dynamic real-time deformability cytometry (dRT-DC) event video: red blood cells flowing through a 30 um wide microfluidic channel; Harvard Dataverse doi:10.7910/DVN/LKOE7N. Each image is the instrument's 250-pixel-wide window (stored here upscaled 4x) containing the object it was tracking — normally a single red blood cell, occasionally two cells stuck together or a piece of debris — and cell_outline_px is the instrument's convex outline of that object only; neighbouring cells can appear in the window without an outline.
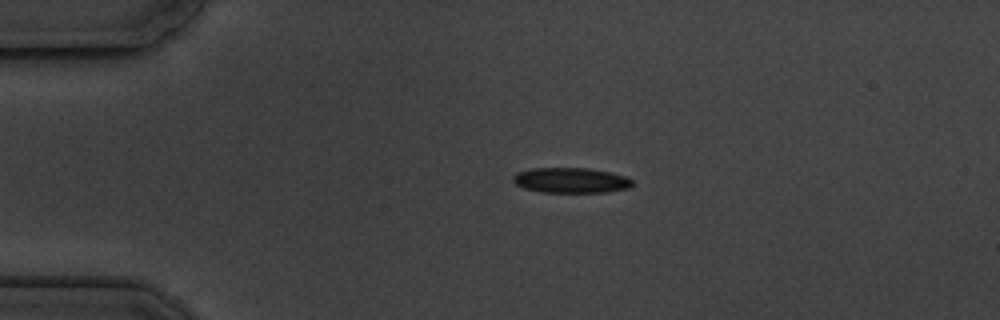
{"species": "common noctule bat (a hibernating species)", "species_latin": "Nyctalus noctula", "temperature_condition": "cold", "stored_images_in_passage": 3, "segment_of_instrument_passage": [1, 2], "camera_frame_rate_fps": 3000, "um_per_image_px": 0.085, "animal": {"sex": "male", "body_mass_g": 19.5, "forearm_length_mm": 54.6}, "frame": {"image": 1, "passage_image": 1, "time_ms": 0.0, "image_size_px": [1000, 320], "cell_outline_px": [[636, 184], [628, 188], [608, 192], [540, 192], [524, 188], [516, 184], [512, 180], [512, 176], [516, 172], [532, 168], [588, 168], [608, 172], [624, 176], [632, 180]], "centroid_in_image_um": [48.51, 15.33], "position_along_channel_um": 36.5, "area_um2": 17.63}}